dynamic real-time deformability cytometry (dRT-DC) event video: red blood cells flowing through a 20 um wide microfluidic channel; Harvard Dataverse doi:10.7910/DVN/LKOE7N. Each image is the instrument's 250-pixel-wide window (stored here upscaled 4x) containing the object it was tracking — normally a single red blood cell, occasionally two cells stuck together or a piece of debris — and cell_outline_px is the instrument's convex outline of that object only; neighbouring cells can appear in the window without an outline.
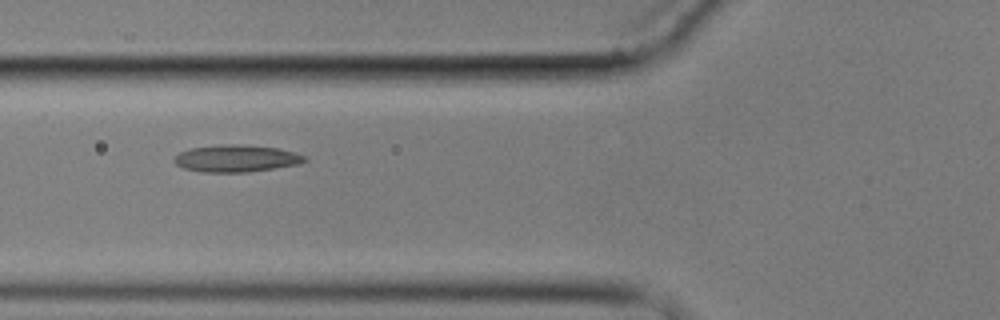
{"species": "common noctule bat (a hibernating species)", "species_latin": "Nyctalus noctula", "temperature_condition": "cold", "stored_images_in_passage": 7, "camera_frame_rate_fps": 3000, "um_per_image_px": 0.085, "animal": {"sex": "male", "body_mass_g": 17.9}, "frame": {"image": 1, "passage_image": 2, "time_ms": 1.0, "image_size_px": [1000, 320], "cell_outline_px": [[308, 160], [300, 164], [248, 172], [204, 172], [184, 168], [176, 164], [172, 160], [180, 152], [192, 148], [224, 144], [232, 144], [276, 148], [308, 156]], "centroid_in_image_um": [20.1, 13.47], "position_along_channel_um": 105.7, "area_um2": 20.35}}
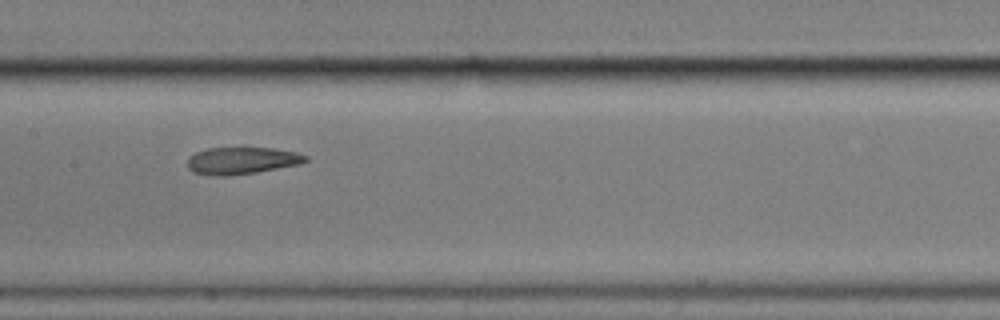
{"frame": {"image": 2, "passage_image": 4, "time_ms": 3.333, "image_size_px": [1000, 320], "cell_outline_px": [[308, 160], [300, 164], [256, 172], [228, 176], [208, 176], [192, 172], [188, 168], [188, 160], [196, 152], [208, 148], [272, 148], [296, 152], [308, 156]], "centroid_in_image_um": [20.55, 13.66], "position_along_channel_um": 186.9, "area_um2": 18.61}}
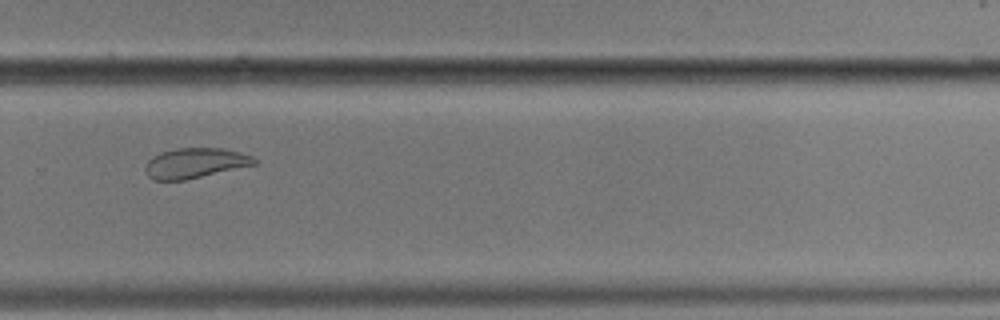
{"frame": {"image": 3, "passage_image": 7, "time_ms": 7.0, "image_size_px": [1000, 320], "cell_outline_px": [[260, 160], [256, 164], [184, 180], [152, 180], [144, 172], [144, 168], [148, 160], [152, 156], [160, 152], [176, 148], [224, 148], [240, 152], [252, 156]], "centroid_in_image_um": [16.56, 13.85], "position_along_channel_um": 313.2, "area_um2": 19.25}}